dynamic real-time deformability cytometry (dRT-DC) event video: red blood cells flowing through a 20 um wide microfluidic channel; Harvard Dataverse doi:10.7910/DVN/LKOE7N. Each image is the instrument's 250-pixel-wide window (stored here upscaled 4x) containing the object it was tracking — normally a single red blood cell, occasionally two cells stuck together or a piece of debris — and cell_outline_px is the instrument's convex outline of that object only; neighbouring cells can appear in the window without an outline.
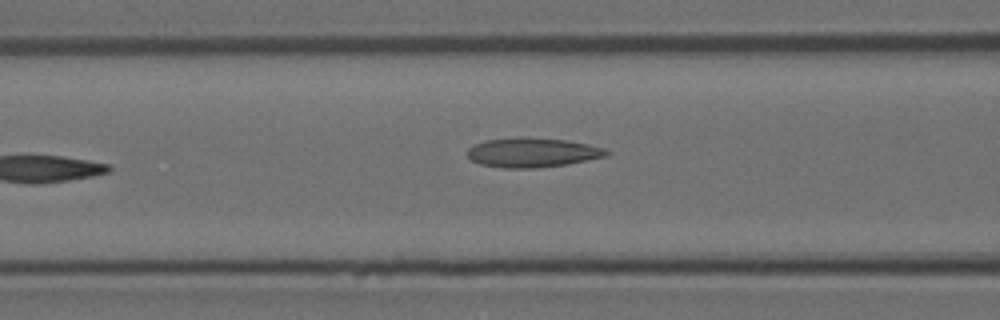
{"species": "Egyptian fruit bat (a non-hibernating species)", "species_latin": "Rousettus aegyptiacus", "temperature_condition": "room temperature", "stored_images_in_passage": 7, "camera_frame_rate_fps": 3000, "um_per_image_px": 0.085, "animal": {"sex": "female"}, "frame": {"image": 1, "passage_image": 6, "time_ms": 1.667, "image_size_px": [1000, 320], "cell_outline_px": [[612, 152], [608, 156], [564, 164], [536, 168], [504, 168], [480, 164], [472, 160], [468, 156], [468, 148], [476, 144], [488, 140], [520, 136], [564, 140], [588, 144], [604, 148]], "centroid_in_image_um": [45.27, 12.96], "position_along_channel_um": 121.3, "area_um2": 23.76}}